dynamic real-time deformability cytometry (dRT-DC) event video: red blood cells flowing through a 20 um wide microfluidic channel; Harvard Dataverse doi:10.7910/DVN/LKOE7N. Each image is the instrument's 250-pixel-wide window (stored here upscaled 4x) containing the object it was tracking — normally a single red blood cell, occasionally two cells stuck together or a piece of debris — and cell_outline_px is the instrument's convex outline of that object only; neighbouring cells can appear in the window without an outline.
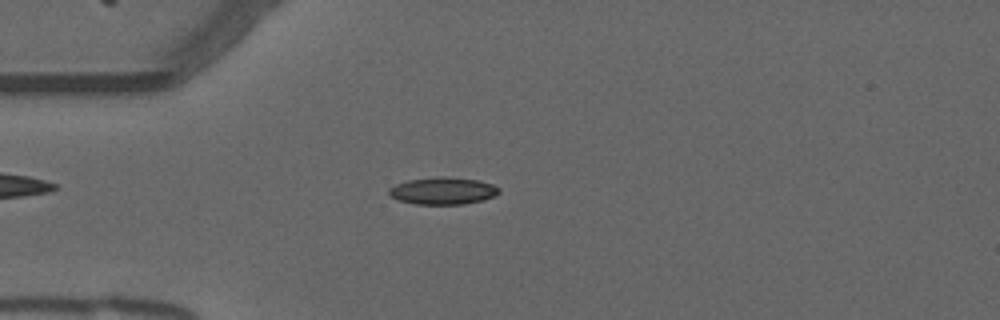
{"species": "common noctule bat (a hibernating species)", "species_latin": "Nyctalus noctula", "temperature_condition": "warm", "stored_images_in_passage": 54, "camera_frame_rate_fps": 3000, "um_per_image_px": 0.085, "animal": {"sex": "male", "forearm_length_mm": 52.5}, "frame": {"image": 1, "passage_image": 14, "time_ms": 4.333, "image_size_px": [1000, 320], "cell_outline_px": [[500, 192], [484, 200], [464, 204], [416, 204], [400, 200], [392, 196], [388, 192], [388, 188], [396, 184], [408, 180], [440, 176], [448, 176], [480, 180], [492, 184], [500, 188]], "centroid_in_image_um": [37.67, 16.21], "position_along_channel_um": 47.3, "area_um2": 17.46}}
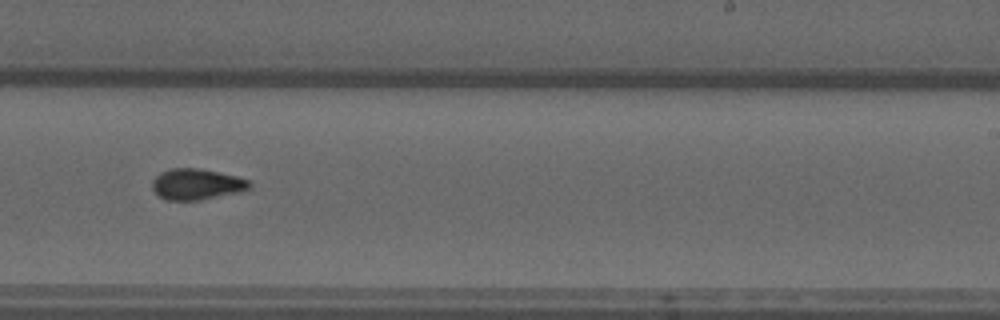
{"frame": {"image": 2, "passage_image": 33, "time_ms": 10.667, "image_size_px": [1000, 320], "cell_outline_px": [[252, 188], [236, 192], [200, 200], [164, 200], [152, 188], [152, 180], [160, 172], [172, 168], [196, 168], [236, 176], [248, 180], [252, 184]], "centroid_in_image_um": [16.69, 15.66], "position_along_channel_um": 272.3, "area_um2": 17.34}}
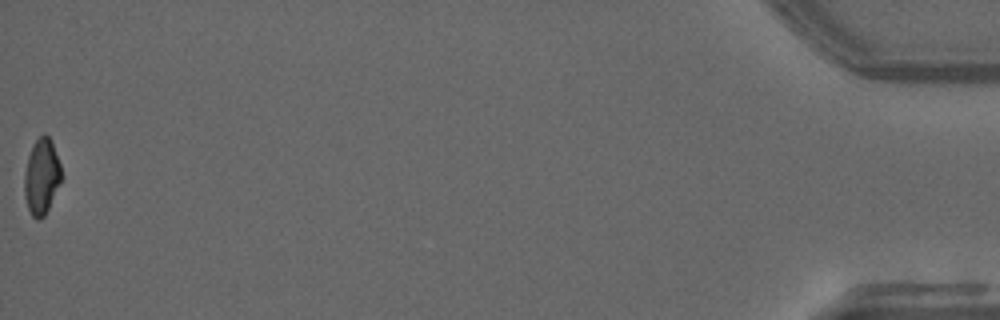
{"frame": {"image": 3, "passage_image": 54, "time_ms": 17.667, "image_size_px": [1000, 320], "cell_outline_px": [[64, 176], [44, 216], [40, 220], [36, 220], [32, 216], [28, 208], [24, 196], [24, 172], [28, 156], [32, 144], [44, 132], [52, 140]], "centroid_in_image_um": [3.54, 14.99], "position_along_channel_um": 431.7, "area_um2": 16.65}, "authors_computed_cell_mechanics": {"area_um2": 16.762, "velocity_mm_per_s": 3.7705, "shape_relaxation_time_tau1_ms": null, "shape_relaxation_time_tau2_ms": 2.0318, "deformation_change_tau1": null, "deformation_change_tau2": 0.0627}}